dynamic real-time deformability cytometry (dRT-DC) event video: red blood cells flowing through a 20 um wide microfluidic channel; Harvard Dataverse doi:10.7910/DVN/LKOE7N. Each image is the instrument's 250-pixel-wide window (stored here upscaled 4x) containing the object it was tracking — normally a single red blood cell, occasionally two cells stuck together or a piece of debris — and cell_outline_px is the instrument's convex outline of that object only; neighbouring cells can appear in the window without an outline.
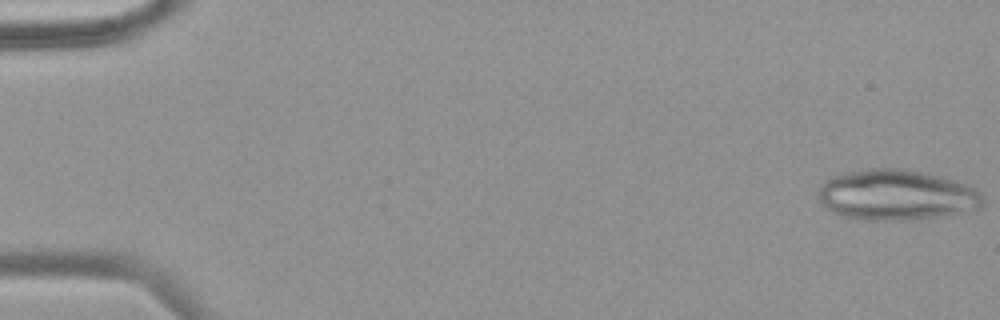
{"species": "common noctule bat (a hibernating species)", "species_latin": "Nyctalus noctula", "temperature_condition": "warm", "stored_images_in_passage": 35, "camera_frame_rate_fps": 3000, "um_per_image_px": 0.085, "animal": {"sex": "female", "body_mass_g": 18.4}, "frame": {"image": 1, "passage_image": 1, "time_ms": 0.0, "image_size_px": [1000, 320], "cell_outline_px": [[984, 204], [980, 208], [972, 212], [948, 216], [920, 220], [868, 220], [840, 216], [832, 212], [820, 204], [816, 192], [820, 184], [832, 176], [844, 172], [868, 168], [904, 168], [924, 172], [940, 176], [968, 184], [976, 188], [984, 196]], "centroid_in_image_um": [76.23, 16.59], "position_along_channel_um": 8.8, "area_um2": 49.94}}